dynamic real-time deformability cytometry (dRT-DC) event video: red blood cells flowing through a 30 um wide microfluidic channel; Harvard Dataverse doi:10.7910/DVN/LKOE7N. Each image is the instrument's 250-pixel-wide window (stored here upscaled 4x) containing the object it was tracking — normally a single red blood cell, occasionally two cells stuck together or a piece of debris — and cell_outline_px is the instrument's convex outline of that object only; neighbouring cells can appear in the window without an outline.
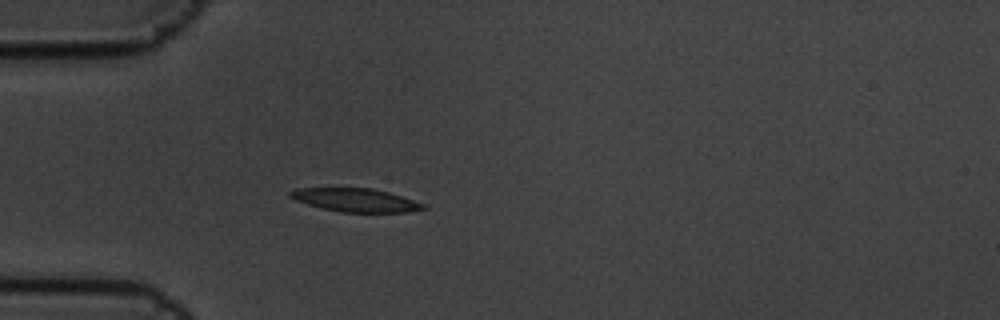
{"species": "common noctule bat (a hibernating species)", "species_latin": "Nyctalus noctula", "temperature_condition": "cold", "stored_images_in_passage": 4, "camera_frame_rate_fps": 3000, "um_per_image_px": 0.085, "animal": {"sex": "male", "body_mass_g": 19.5, "forearm_length_mm": 54.6}, "frame": {"image": 1, "passage_image": 4, "time_ms": 1.0, "image_size_px": [1000, 320], "cell_outline_px": [[428, 208], [408, 212], [340, 212], [308, 204], [296, 200], [288, 196], [288, 192], [296, 188], [372, 188], [388, 192], [424, 204]], "centroid_in_image_um": [30.21, 17.0], "position_along_channel_um": 54.8, "area_um2": 17.92}}